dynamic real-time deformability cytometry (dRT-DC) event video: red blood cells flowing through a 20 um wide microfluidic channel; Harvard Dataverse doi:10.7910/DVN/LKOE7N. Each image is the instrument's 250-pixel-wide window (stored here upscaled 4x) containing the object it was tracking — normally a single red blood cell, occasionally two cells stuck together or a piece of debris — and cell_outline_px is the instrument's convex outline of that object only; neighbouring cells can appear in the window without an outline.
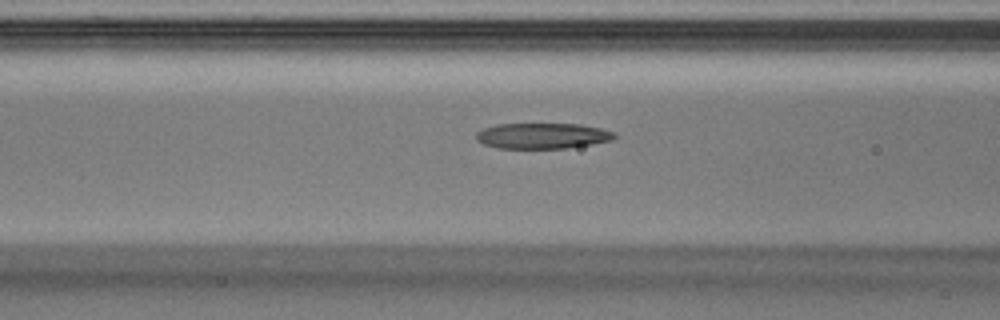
{"species": "Egyptian fruit bat (a non-hibernating species)", "species_latin": "Rousettus aegyptiacus", "temperature_condition": "warm", "stored_images_in_passage": 20, "camera_frame_rate_fps": 3000, "um_per_image_px": 0.085, "animal": {"sex": "male"}, "frame": {"image": 1, "passage_image": 4, "time_ms": 1.0, "image_size_px": [1000, 320], "cell_outline_px": [[616, 136], [612, 140], [592, 144], [564, 148], [496, 148], [484, 144], [476, 140], [476, 132], [484, 128], [496, 124], [580, 124], [600, 128], [616, 132]], "centroid_in_image_um": [46.1, 11.54], "position_along_channel_um": 120.5, "area_um2": 20.69}}
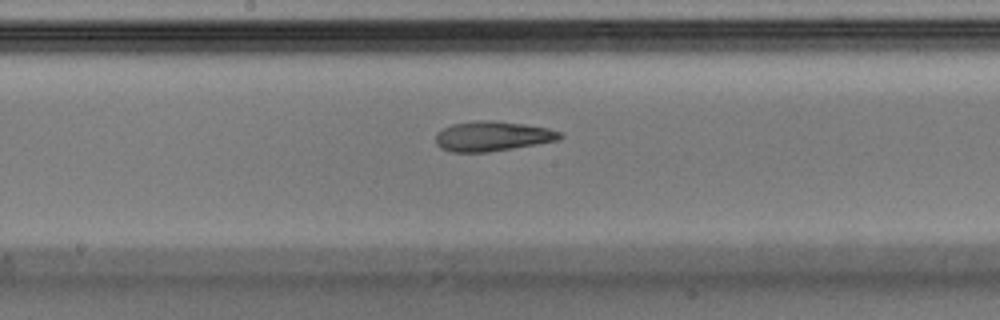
{"frame": {"image": 2, "passage_image": 9, "time_ms": 2.667, "image_size_px": [1000, 320], "cell_outline_px": [[564, 136], [560, 140], [488, 152], [452, 152], [440, 148], [436, 144], [436, 132], [452, 124], [476, 120], [492, 120], [524, 124], [548, 128], [564, 132]], "centroid_in_image_um": [41.87, 11.57], "position_along_channel_um": 206.3, "area_um2": 21.79}}